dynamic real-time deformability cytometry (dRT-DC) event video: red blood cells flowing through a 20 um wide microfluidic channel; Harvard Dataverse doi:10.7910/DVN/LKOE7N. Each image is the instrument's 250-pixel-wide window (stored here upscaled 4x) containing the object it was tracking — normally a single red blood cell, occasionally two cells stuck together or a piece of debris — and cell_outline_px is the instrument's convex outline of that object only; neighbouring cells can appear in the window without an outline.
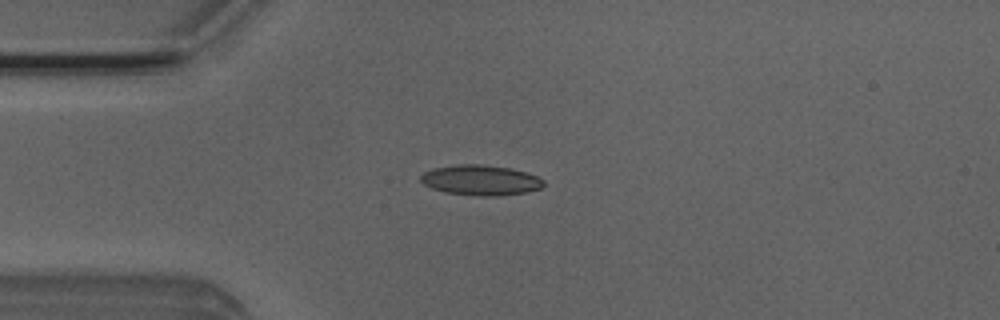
{"species": "Egyptian fruit bat (a non-hibernating species)", "species_latin": "Rousettus aegyptiacus", "temperature_condition": "room temperature", "stored_images_in_passage": 3, "camera_frame_rate_fps": 3000, "um_per_image_px": 0.085, "animal": {"sex": "male"}, "frame": {"image": 1, "passage_image": 3, "time_ms": 0.667, "image_size_px": [1000, 320], "cell_outline_px": [[544, 184], [540, 188], [528, 192], [496, 196], [480, 196], [444, 192], [432, 188], [424, 184], [420, 180], [420, 176], [424, 172], [432, 168], [456, 164], [484, 164], [512, 168], [536, 176], [544, 180]], "centroid_in_image_um": [40.84, 15.3], "position_along_channel_um": 44.2, "area_um2": 21.79}}